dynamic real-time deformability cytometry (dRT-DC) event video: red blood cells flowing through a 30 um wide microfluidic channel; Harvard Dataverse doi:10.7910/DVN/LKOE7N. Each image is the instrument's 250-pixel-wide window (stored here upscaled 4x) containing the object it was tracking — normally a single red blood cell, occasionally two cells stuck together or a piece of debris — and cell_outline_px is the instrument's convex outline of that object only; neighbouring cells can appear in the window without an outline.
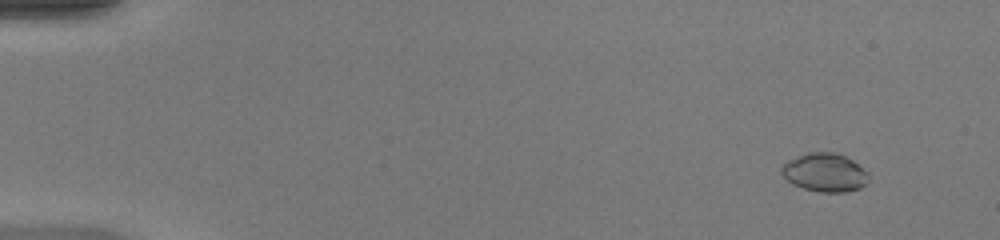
{"species": "common noctule bat (a hibernating species)", "species_latin": "Nyctalus noctula", "temperature_condition": "warm", "stored_images_in_passage": 50, "camera_frame_rate_fps": 3000, "um_per_image_px": 0.085, "animal": {"sex": "female", "body_mass_g": 20.0, "forearm_length_mm": 54.0}, "frame": {"image": 1, "passage_image": 5, "time_ms": 1.333, "image_size_px": [1000, 240], "cell_outline_px": [[868, 180], [860, 188], [848, 192], [820, 192], [804, 188], [792, 184], [780, 172], [780, 168], [788, 160], [808, 152], [832, 152], [844, 156], [852, 160], [868, 172]], "centroid_in_image_um": [70.1, 14.66], "position_along_channel_um": 14.9, "area_um2": 19.42}}
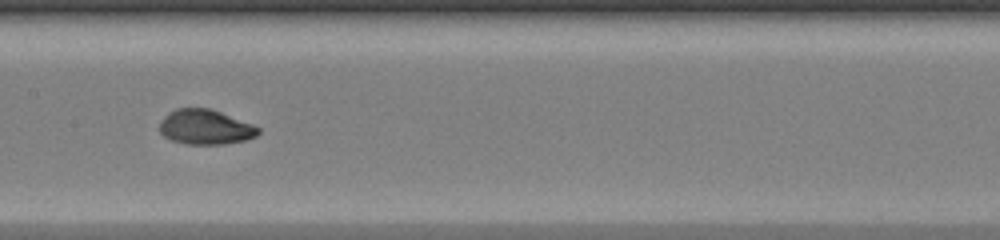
{"frame": {"image": 2, "passage_image": 27, "time_ms": 8.667, "image_size_px": [1000, 240], "cell_outline_px": [[260, 132], [256, 136], [248, 140], [224, 144], [184, 144], [172, 140], [164, 136], [160, 132], [160, 120], [168, 112], [176, 108], [212, 108], [252, 124], [260, 128]], "centroid_in_image_um": [17.46, 10.8], "position_along_channel_um": 189.9, "area_um2": 20.29}}
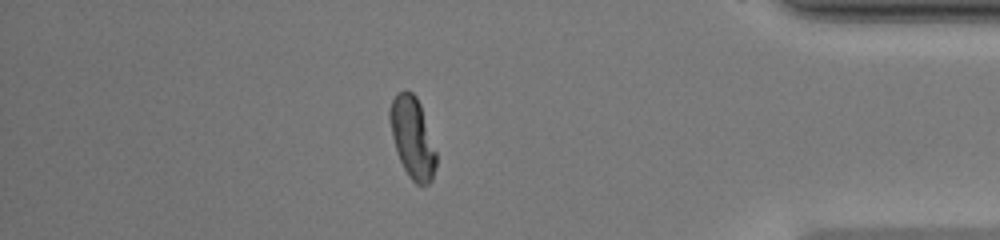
{"frame": {"image": 3, "passage_image": 44, "time_ms": 14.333, "image_size_px": [1000, 240], "cell_outline_px": [[436, 164], [432, 180], [428, 184], [416, 184], [408, 176], [396, 152], [392, 136], [388, 116], [388, 108], [392, 100], [400, 92], [412, 92], [416, 96], [420, 104], [436, 152]], "centroid_in_image_um": [35.04, 11.72], "position_along_channel_um": 400.2, "area_um2": 21.68}, "authors_computed_cell_mechanics": {"area_um2": 20.3745, "velocity_mm_per_s": 4.261, "shape_relaxation_time_tau1_ms": 5.5497, "shape_relaxation_time_tau2_ms": 5.49, "deformation_change_tau1": 0.1372, "deformation_change_tau2": 0.056}}